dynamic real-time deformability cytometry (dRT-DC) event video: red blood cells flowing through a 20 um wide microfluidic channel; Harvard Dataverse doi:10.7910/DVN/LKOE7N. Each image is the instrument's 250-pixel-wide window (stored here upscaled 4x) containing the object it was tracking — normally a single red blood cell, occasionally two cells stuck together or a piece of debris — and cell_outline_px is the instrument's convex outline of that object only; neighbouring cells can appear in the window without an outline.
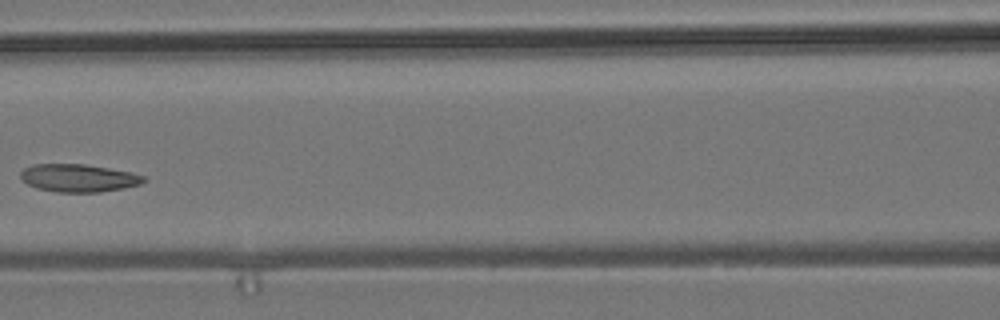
{"species": "common noctule bat (a hibernating species)", "species_latin": "Nyctalus noctula", "temperature_condition": "room temperature", "stored_images_in_passage": 5, "camera_frame_rate_fps": 3000, "um_per_image_px": 0.085, "animal": {"sex": "male", "body_mass_g": 19.2, "forearm_length_mm": 51.8}, "frame": {"image": 1, "passage_image": 5, "time_ms": 4.667, "image_size_px": [1000, 320], "cell_outline_px": [[148, 180], [140, 184], [124, 188], [100, 192], [56, 192], [36, 188], [28, 184], [20, 176], [20, 172], [24, 168], [32, 164], [84, 164], [132, 172], [144, 176]], "centroid_in_image_um": [6.69, 15.13], "position_along_channel_um": 159.9, "area_um2": 20.0}}